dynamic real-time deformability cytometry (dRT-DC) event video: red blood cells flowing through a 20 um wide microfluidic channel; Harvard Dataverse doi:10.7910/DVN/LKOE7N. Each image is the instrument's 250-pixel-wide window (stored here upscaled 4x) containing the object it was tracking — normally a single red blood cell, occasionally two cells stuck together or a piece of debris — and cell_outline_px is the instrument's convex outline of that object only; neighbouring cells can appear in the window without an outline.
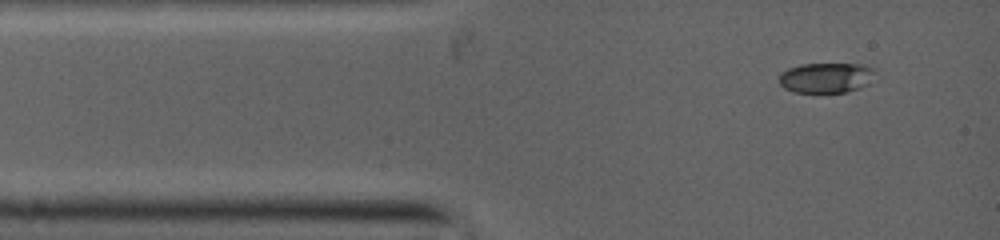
{"species": "common noctule bat (a hibernating species)", "species_latin": "Nyctalus noctula", "temperature_condition": "warm", "stored_images_in_passage": 3, "camera_frame_rate_fps": 5000, "um_per_image_px": 0.085, "animal": {"sex": "female", "body_mass_g": 19.0, "forearm_length_mm": 53.3}, "frame": {"image": 1, "passage_image": 1, "time_ms": 0.0, "image_size_px": [1000, 240], "cell_outline_px": [[876, 80], [860, 88], [848, 92], [792, 92], [784, 88], [776, 80], [780, 72], [788, 68], [800, 64], [860, 64], [872, 68], [876, 72]], "centroid_in_image_um": [70.22, 6.61], "position_along_channel_um": 14.8, "area_um2": 17.34}}
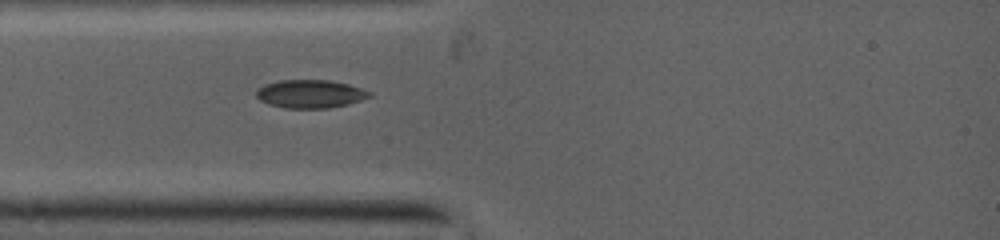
{"frame": {"image": 2, "passage_image": 3, "time_ms": 1.8, "image_size_px": [1000, 240], "cell_outline_px": [[372, 92], [368, 96], [360, 100], [328, 108], [284, 108], [268, 104], [260, 100], [256, 96], [256, 92], [260, 88], [268, 84], [280, 80], [328, 80], [348, 84]], "centroid_in_image_um": [26.34, 7.98], "position_along_channel_um": 58.7, "area_um2": 18.21}}